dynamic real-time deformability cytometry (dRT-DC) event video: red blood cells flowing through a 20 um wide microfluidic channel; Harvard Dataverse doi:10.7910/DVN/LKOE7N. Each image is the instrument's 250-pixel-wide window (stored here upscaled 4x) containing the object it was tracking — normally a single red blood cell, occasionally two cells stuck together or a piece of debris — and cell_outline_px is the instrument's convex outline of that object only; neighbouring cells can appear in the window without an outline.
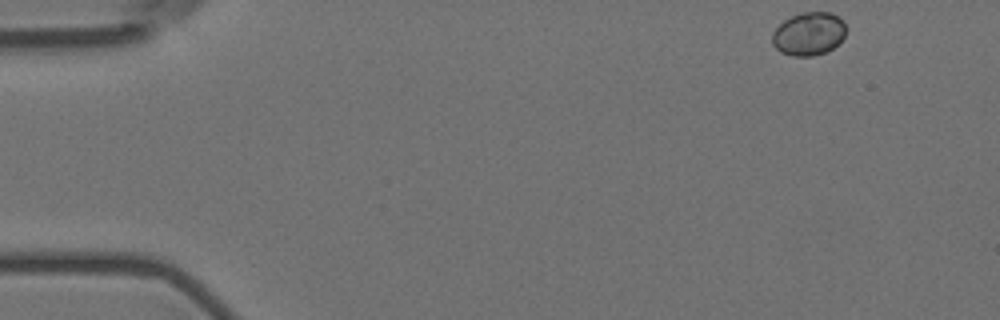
{"species": "Egyptian fruit bat (a non-hibernating species)", "species_latin": "Rousettus aegyptiacus", "temperature_condition": "room temperature", "stored_images_in_passage": 1, "camera_frame_rate_fps": 3000, "um_per_image_px": 0.085, "animal": {"sex": "female"}, "frame": {"image": 1, "passage_image": 1, "time_ms": 0.0, "image_size_px": [1000, 320], "cell_outline_px": [[844, 36], [828, 52], [812, 56], [792, 56], [780, 52], [772, 44], [772, 32], [784, 20], [792, 16], [804, 12], [832, 12], [844, 24]], "centroid_in_image_um": [68.7, 2.89], "position_along_channel_um": 16.3, "area_um2": 18.38}}